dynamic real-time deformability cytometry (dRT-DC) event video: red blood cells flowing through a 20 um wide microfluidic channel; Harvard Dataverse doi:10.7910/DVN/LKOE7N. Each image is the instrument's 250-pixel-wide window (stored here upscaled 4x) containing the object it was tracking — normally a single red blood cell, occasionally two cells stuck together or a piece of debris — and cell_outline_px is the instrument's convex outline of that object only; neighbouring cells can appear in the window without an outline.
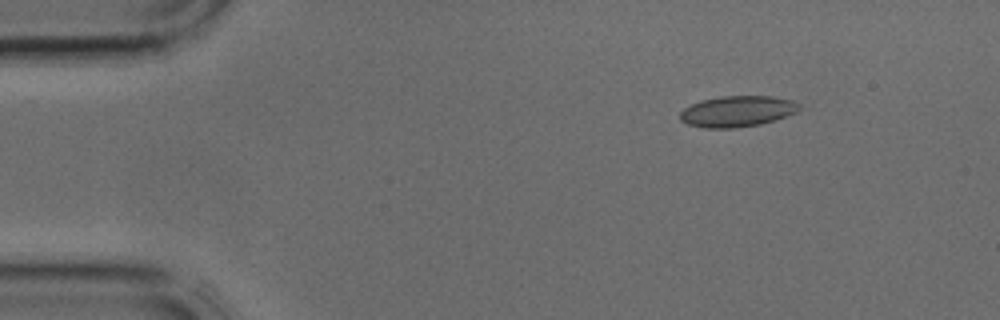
{"species": "common noctule bat (a hibernating species)", "species_latin": "Nyctalus noctula", "temperature_condition": "cold", "stored_images_in_passage": 4, "camera_frame_rate_fps": 3000, "um_per_image_px": 0.085, "animal": {"sex": "male", "body_mass_g": 17.9, "forearm_length_mm": 54.2}, "frame": {"image": 1, "passage_image": 1, "time_ms": 0.0, "image_size_px": [1000, 320], "cell_outline_px": [[800, 108], [796, 112], [776, 120], [760, 124], [732, 128], [704, 128], [688, 124], [680, 120], [680, 112], [684, 108], [692, 104], [704, 100], [720, 96], [772, 96], [792, 100], [800, 104]], "centroid_in_image_um": [62.68, 9.46], "position_along_channel_um": 22.3, "area_um2": 21.44}}
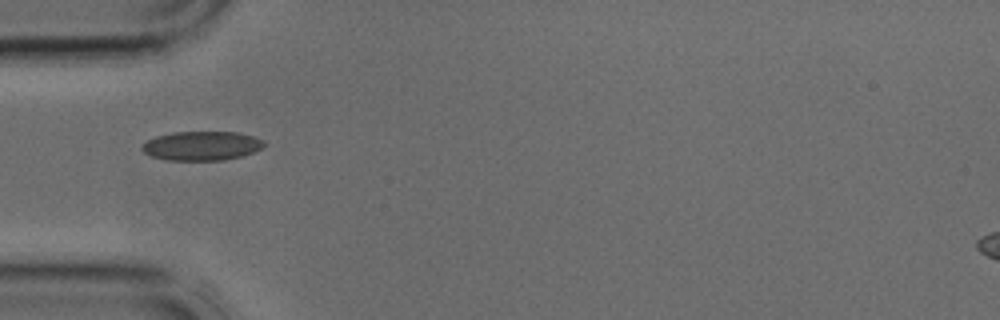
{"frame": {"image": 2, "passage_image": 3, "time_ms": 0.667, "image_size_px": [1000, 320], "cell_outline_px": [[264, 144], [260, 148], [252, 152], [240, 156], [224, 160], [168, 160], [152, 156], [144, 152], [140, 148], [148, 140], [156, 136], [172, 132], [240, 132], [264, 140]], "centroid_in_image_um": [17.13, 12.39], "position_along_channel_um": 67.9, "area_um2": 20.52}}